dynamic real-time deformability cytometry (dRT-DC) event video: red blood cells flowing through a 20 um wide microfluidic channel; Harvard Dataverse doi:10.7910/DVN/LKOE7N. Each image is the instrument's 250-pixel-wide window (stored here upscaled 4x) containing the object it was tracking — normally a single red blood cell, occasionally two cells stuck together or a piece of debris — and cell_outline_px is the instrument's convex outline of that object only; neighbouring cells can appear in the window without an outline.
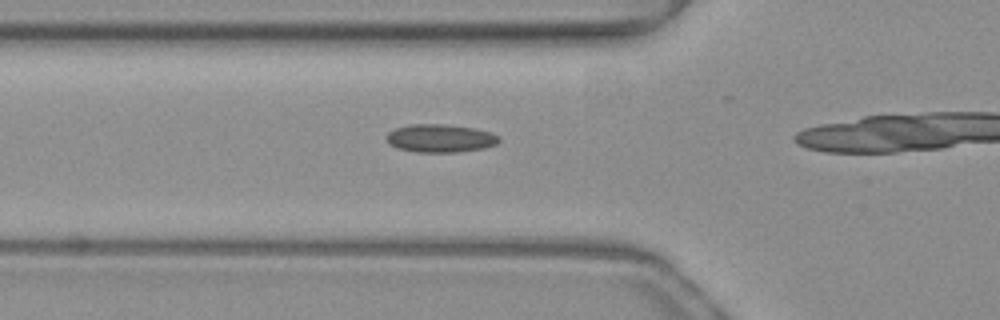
{"species": "common noctule bat (a hibernating species)", "species_latin": "Nyctalus noctula", "temperature_condition": "warm", "stored_images_in_passage": 21, "camera_frame_rate_fps": 3000, "um_per_image_px": 0.085, "animal": {"sex": "female", "body_mass_g": 19.3, "forearm_length_mm": 54.1}, "frame": {"image": 1, "passage_image": 14, "time_ms": 4.333, "image_size_px": [1000, 320], "cell_outline_px": [[500, 140], [496, 144], [484, 148], [456, 152], [416, 152], [396, 148], [388, 144], [388, 132], [396, 128], [408, 124], [444, 124], [476, 128], [492, 132], [500, 136]], "centroid_in_image_um": [37.44, 11.75], "position_along_channel_um": 88.4, "area_um2": 18.55}}
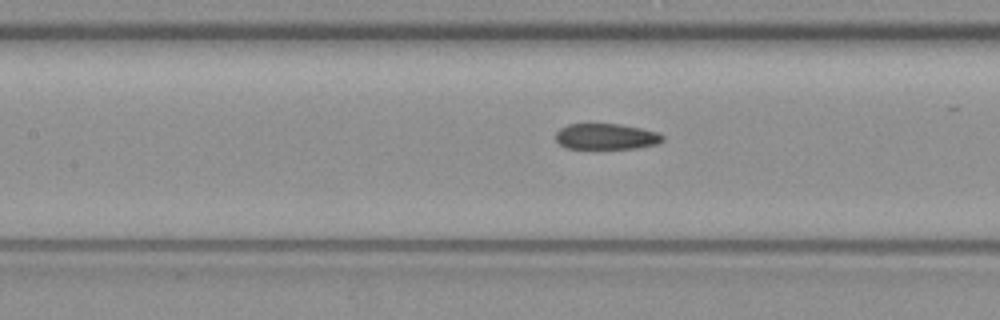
{"frame": {"image": 2, "passage_image": 19, "time_ms": 6.0, "image_size_px": [1000, 320], "cell_outline_px": [[664, 140], [660, 144], [636, 148], [564, 148], [556, 140], [556, 132], [560, 128], [568, 124], [620, 124], [640, 128], [656, 132], [664, 136]], "centroid_in_image_um": [51.53, 11.61], "position_along_channel_um": 155.9, "area_um2": 16.13}}